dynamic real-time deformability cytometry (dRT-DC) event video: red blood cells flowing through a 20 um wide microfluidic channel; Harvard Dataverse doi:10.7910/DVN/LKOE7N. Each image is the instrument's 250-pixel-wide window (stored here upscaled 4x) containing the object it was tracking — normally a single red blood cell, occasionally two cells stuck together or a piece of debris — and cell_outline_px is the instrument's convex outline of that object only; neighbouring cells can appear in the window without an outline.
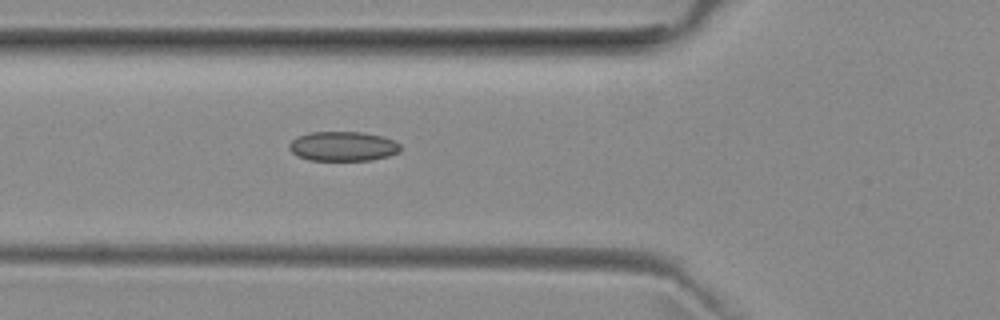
{"species": "common noctule bat (a hibernating species)", "species_latin": "Nyctalus noctula", "temperature_condition": "room temperature", "stored_images_in_passage": 38, "camera_frame_rate_fps": 3000, "um_per_image_px": 0.085, "animal": {"sex": "female", "body_mass_g": 29.2, "forearm_length_mm": 56.3}, "frame": {"image": 1, "passage_image": 5, "time_ms": 1.333, "image_size_px": [1000, 320], "cell_outline_px": [[400, 152], [388, 156], [372, 160], [308, 160], [296, 156], [288, 148], [288, 144], [292, 140], [308, 132], [364, 132], [384, 136], [396, 140], [400, 144]], "centroid_in_image_um": [29.17, 12.43], "position_along_channel_um": 96.6, "area_um2": 19.42}}
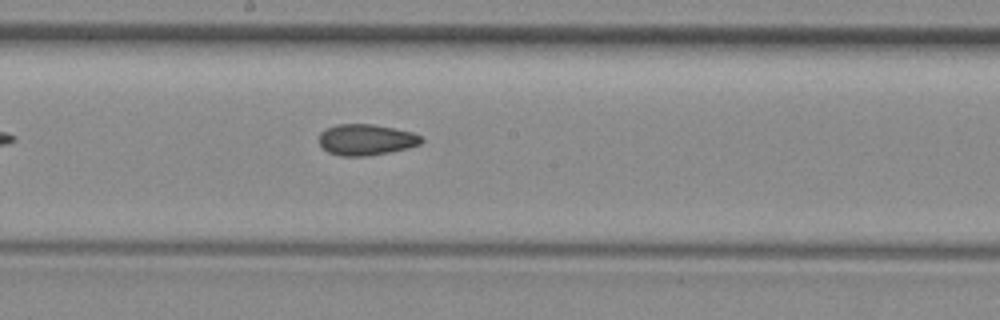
{"frame": {"image": 2, "passage_image": 14, "time_ms": 4.333, "image_size_px": [1000, 320], "cell_outline_px": [[424, 140], [420, 144], [408, 148], [368, 156], [340, 156], [328, 152], [320, 148], [316, 140], [320, 132], [324, 128], [336, 124], [372, 124], [412, 132], [420, 136]], "centroid_in_image_um": [31.02, 11.88], "position_along_channel_um": 217.2, "area_um2": 18.84}}
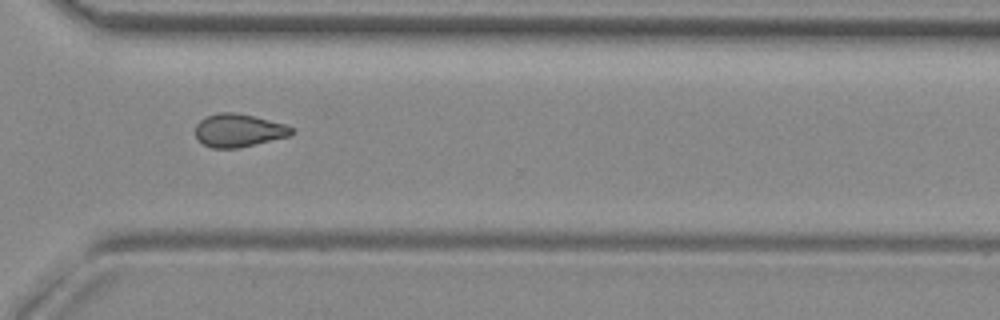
{"frame": {"image": 3, "passage_image": 24, "time_ms": 7.667, "image_size_px": [1000, 320], "cell_outline_px": [[292, 132], [288, 136], [236, 148], [212, 148], [204, 144], [196, 136], [196, 124], [200, 120], [208, 116], [220, 112], [236, 112], [284, 124], [292, 128]], "centroid_in_image_um": [20.24, 11.08], "position_along_channel_um": 350.4, "area_um2": 18.03}, "authors_computed_cell_mechanics": {"area_um2": 18.4671, "velocity_mm_per_s": 3.9972, "shape_relaxation_time_tau1_ms": null, "shape_relaxation_time_tau2_ms": 4.6133, "deformation_change_tau1": null, "deformation_change_tau2": 0.112}}